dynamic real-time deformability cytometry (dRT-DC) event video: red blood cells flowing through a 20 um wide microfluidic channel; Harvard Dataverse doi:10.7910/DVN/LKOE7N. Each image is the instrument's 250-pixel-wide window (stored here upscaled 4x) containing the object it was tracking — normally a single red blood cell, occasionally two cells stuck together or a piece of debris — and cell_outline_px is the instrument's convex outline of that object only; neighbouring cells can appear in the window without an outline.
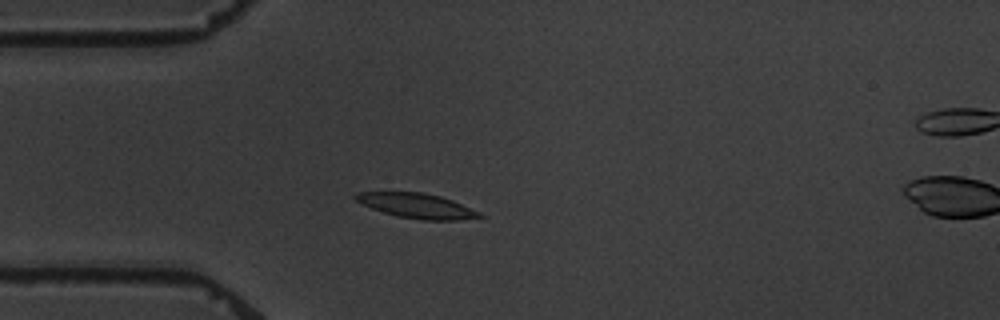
{"species": "common noctule bat (a hibernating species)", "species_latin": "Nyctalus noctula", "temperature_condition": "warm", "stored_images_in_passage": 5, "camera_frame_rate_fps": 3000, "um_per_image_px": 0.085, "animal": {"sex": "male", "body_mass_g": 19.5, "forearm_length_mm": 54.6}, "frame": {"image": 1, "passage_image": 4, "time_ms": 3.333, "image_size_px": [1000, 320], "cell_outline_px": [[484, 216], [460, 220], [424, 220], [396, 216], [372, 208], [356, 200], [352, 196], [356, 192], [420, 192], [440, 196], [452, 200], [480, 212]], "centroid_in_image_um": [35.43, 17.49], "position_along_channel_um": 49.6, "area_um2": 17.74}}